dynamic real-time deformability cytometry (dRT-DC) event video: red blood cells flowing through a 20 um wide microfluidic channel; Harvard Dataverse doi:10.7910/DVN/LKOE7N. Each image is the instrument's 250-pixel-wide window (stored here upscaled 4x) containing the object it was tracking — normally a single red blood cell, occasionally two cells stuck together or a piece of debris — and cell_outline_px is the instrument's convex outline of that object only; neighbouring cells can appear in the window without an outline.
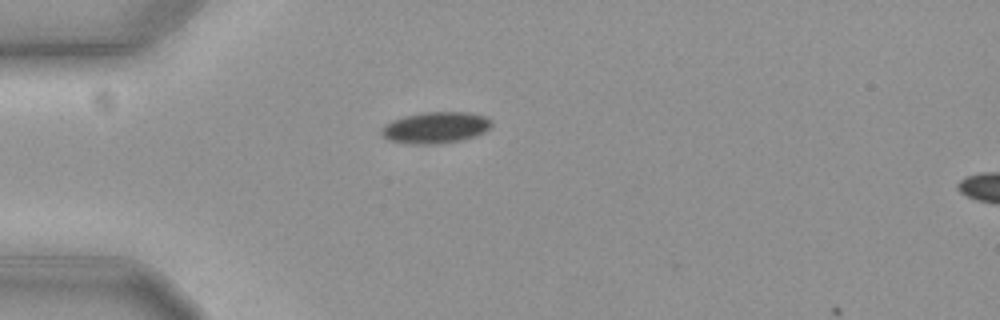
{"species": "common noctule bat (a hibernating species)", "species_latin": "Nyctalus noctula", "temperature_condition": "cold", "stored_images_in_passage": 2, "camera_frame_rate_fps": 3000, "um_per_image_px": 0.085, "animal": {"sex": "female", "body_mass_g": 19.3, "forearm_length_mm": 54.1}, "frame": {"image": 1, "passage_image": 1, "time_ms": 0.0, "image_size_px": [1000, 320], "cell_outline_px": [[492, 124], [484, 132], [460, 140], [440, 144], [412, 144], [388, 140], [380, 132], [380, 128], [384, 124], [392, 120], [404, 116], [424, 112], [468, 112], [484, 116], [492, 120]], "centroid_in_image_um": [36.98, 10.84], "position_along_channel_um": 48.0, "area_um2": 20.11}}